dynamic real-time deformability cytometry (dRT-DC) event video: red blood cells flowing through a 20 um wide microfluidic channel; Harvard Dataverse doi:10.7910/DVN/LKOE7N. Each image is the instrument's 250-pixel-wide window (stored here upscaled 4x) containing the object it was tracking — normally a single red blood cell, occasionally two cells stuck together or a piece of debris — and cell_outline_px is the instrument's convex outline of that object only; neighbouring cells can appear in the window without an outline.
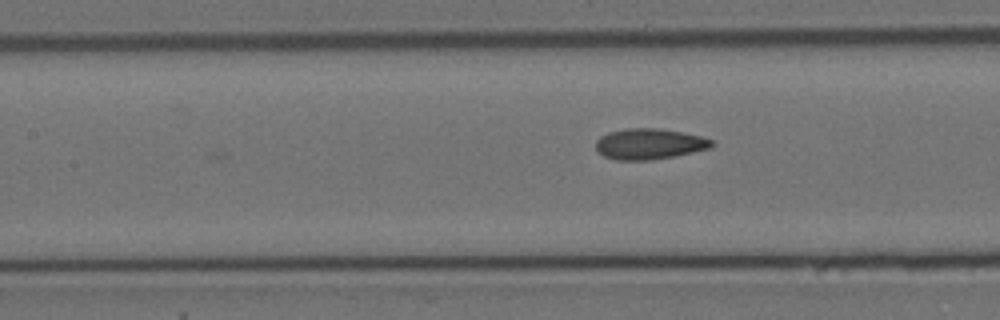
{"species": "Egyptian fruit bat (a non-hibernating species)", "species_latin": "Rousettus aegyptiacus", "temperature_condition": "cold", "stored_images_in_passage": 5, "camera_frame_rate_fps": 3000, "um_per_image_px": 0.085, "animal": {"sex": "female"}, "frame": {"image": 1, "passage_image": 5, "time_ms": 1.333, "image_size_px": [1000, 320], "cell_outline_px": [[716, 144], [712, 148], [652, 160], [616, 160], [604, 156], [596, 148], [596, 140], [600, 136], [608, 132], [624, 128], [660, 128], [700, 136], [712, 140]], "centroid_in_image_um": [55.19, 12.23], "position_along_channel_um": 152.2, "area_um2": 20.81}}